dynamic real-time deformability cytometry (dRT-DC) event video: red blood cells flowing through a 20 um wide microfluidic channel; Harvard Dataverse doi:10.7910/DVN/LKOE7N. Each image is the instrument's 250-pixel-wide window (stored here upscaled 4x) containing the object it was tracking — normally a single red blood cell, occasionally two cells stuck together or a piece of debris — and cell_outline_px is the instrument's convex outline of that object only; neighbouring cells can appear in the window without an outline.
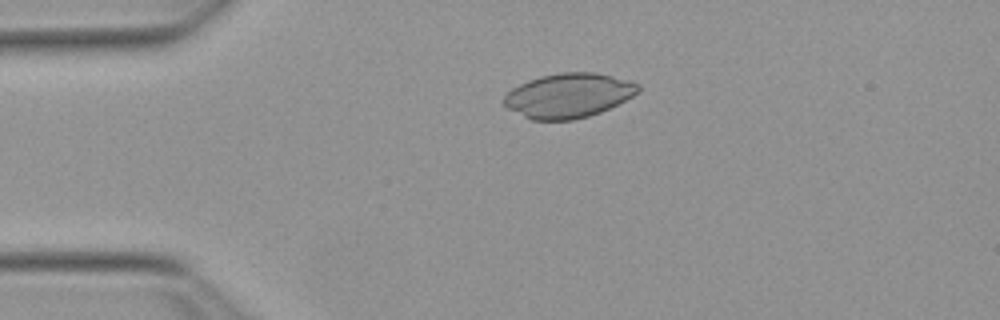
{"species": "Egyptian fruit bat (a non-hibernating species)", "species_latin": "Rousettus aegyptiacus", "temperature_condition": "warm", "stored_images_in_passage": 46, "camera_frame_rate_fps": 3000, "um_per_image_px": 0.085, "animal": {"sex": "female"}, "frame": {"image": 1, "passage_image": 5, "time_ms": 1.333, "image_size_px": [1000, 320], "cell_outline_px": [[640, 92], [600, 112], [588, 116], [572, 120], [532, 120], [508, 108], [504, 104], [504, 96], [512, 88], [528, 80], [540, 76], [560, 72], [596, 72], [628, 80], [640, 84]], "centroid_in_image_um": [48.33, 8.1], "position_along_channel_um": 36.7, "area_um2": 34.62}}
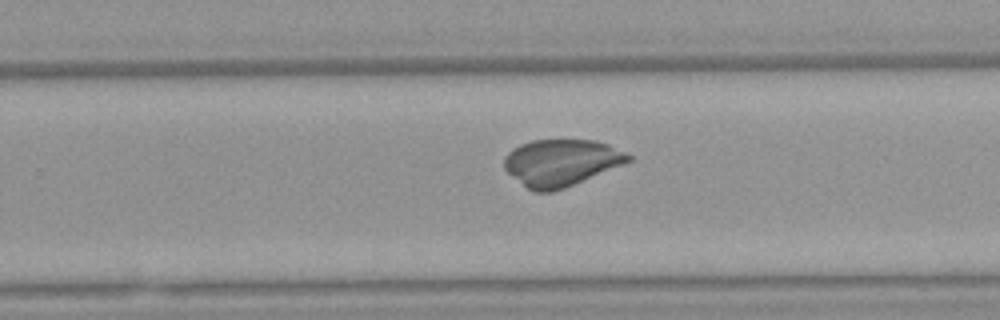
{"frame": {"image": 2, "passage_image": 27, "time_ms": 8.667, "image_size_px": [1000, 320], "cell_outline_px": [[632, 160], [624, 164], [564, 188], [552, 192], [532, 192], [508, 172], [504, 168], [504, 156], [512, 148], [520, 144], [532, 140], [596, 140], [608, 144], [632, 156]], "centroid_in_image_um": [47.68, 13.82], "position_along_channel_um": 282.1, "area_um2": 33.76}}
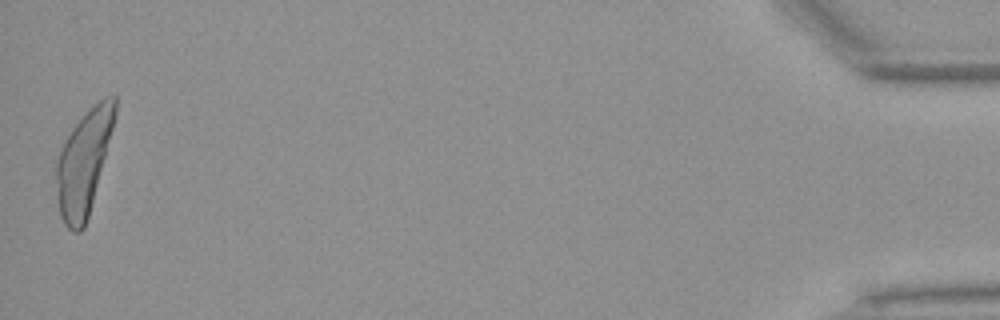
{"frame": {"image": 3, "passage_image": 46, "time_ms": 15.0, "image_size_px": [1000, 320], "cell_outline_px": [[116, 112], [112, 128], [88, 216], [84, 228], [80, 232], [72, 232], [64, 224], [60, 216], [56, 180], [56, 164], [60, 148], [64, 140], [72, 128], [104, 96], [116, 96]], "centroid_in_image_um": [7.08, 13.84], "position_along_channel_um": 428.1, "area_um2": 34.39}}